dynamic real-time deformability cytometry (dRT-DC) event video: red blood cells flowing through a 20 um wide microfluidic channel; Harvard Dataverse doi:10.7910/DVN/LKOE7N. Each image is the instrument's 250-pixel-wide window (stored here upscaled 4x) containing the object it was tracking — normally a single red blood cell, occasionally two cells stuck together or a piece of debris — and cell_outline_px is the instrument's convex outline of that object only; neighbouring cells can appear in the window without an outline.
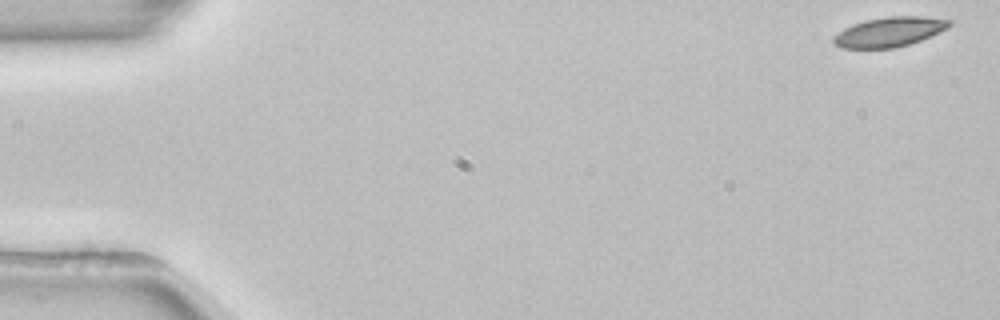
{"species": "common noctule bat (a hibernating species)", "species_latin": "Nyctalus noctula", "temperature_condition": "room temperature", "stored_images_in_passage": 53, "camera_frame_rate_fps": 3000, "um_per_image_px": 0.085, "animal": {"sex": "female", "body_mass_g": 22.7, "forearm_length_mm": 54.2}, "frame": {"image": 1, "passage_image": 1, "time_ms": 0.0, "image_size_px": [1000, 320], "cell_outline_px": [[952, 24], [948, 28], [920, 40], [896, 48], [840, 48], [832, 44], [832, 36], [844, 28], [852, 24], [864, 20], [888, 16], [924, 16], [952, 20]], "centroid_in_image_um": [75.55, 2.71], "position_along_channel_um": 9.4, "area_um2": 20.23}}
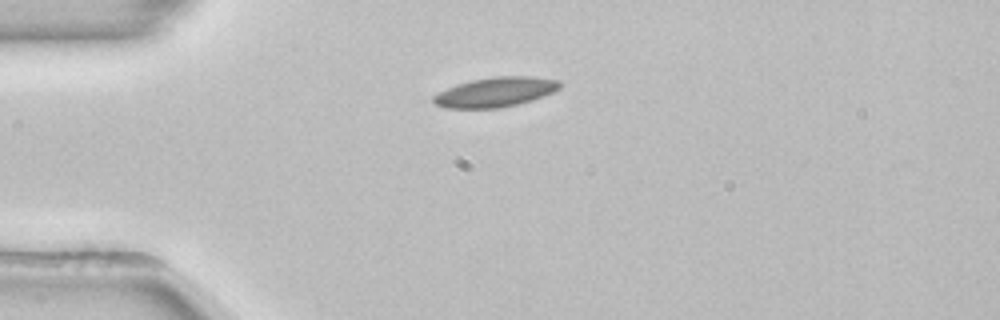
{"frame": {"image": 2, "passage_image": 13, "time_ms": 4.0, "image_size_px": [1000, 320], "cell_outline_px": [[560, 88], [544, 96], [532, 100], [516, 104], [496, 108], [444, 108], [436, 104], [432, 100], [432, 96], [456, 84], [472, 80], [492, 76], [532, 76], [560, 80]], "centroid_in_image_um": [42.11, 7.82], "position_along_channel_um": 42.9, "area_um2": 21.79}}
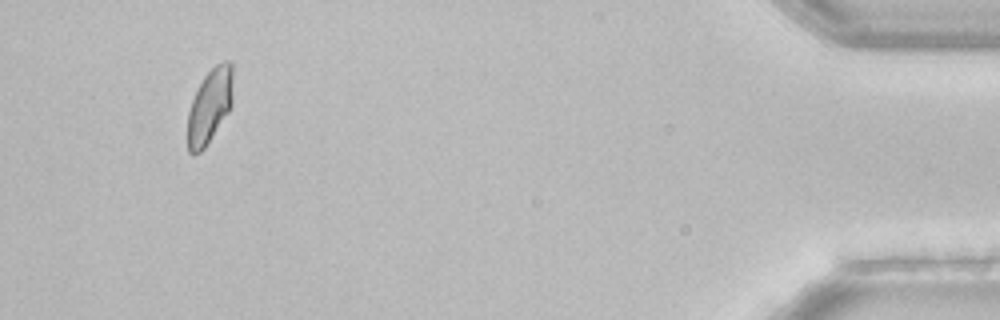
{"frame": {"image": 3, "passage_image": 50, "time_ms": 16.333, "image_size_px": [1000, 320], "cell_outline_px": [[232, 104], [228, 112], [204, 148], [200, 152], [188, 152], [188, 112], [192, 100], [204, 76], [216, 64], [224, 60], [228, 60], [232, 64]], "centroid_in_image_um": [17.83, 8.97], "position_along_channel_um": 417.4, "area_um2": 19.31}, "authors_computed_cell_mechanics": {"area_um2": 20.5768, "velocity_mm_per_s": 3.8326, "shape_relaxation_time_tau1_ms": 3.5946, "shape_relaxation_time_tau2_ms": null, "deformation_change_tau1": 0.0846, "deformation_change_tau2": null}}